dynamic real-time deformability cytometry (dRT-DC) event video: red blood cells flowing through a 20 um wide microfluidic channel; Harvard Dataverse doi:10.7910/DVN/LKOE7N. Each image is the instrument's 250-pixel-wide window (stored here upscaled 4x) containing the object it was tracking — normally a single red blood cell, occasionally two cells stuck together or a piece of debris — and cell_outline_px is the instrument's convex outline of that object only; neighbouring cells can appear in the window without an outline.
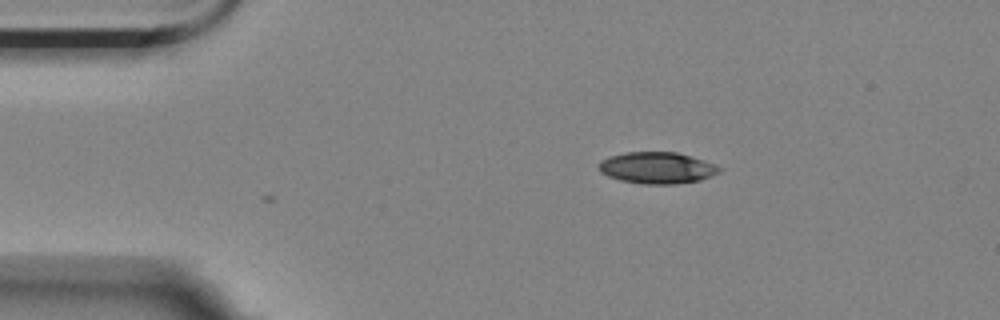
{"species": "Egyptian fruit bat (a non-hibernating species)", "species_latin": "Rousettus aegyptiacus", "temperature_condition": "room temperature", "stored_images_in_passage": 2, "camera_frame_rate_fps": 3000, "um_per_image_px": 0.085, "animal": {"sex": "female"}, "frame": {"image": 1, "passage_image": 1, "time_ms": 0.0, "image_size_px": [1000, 320], "cell_outline_px": [[720, 172], [712, 176], [700, 180], [676, 184], [644, 184], [620, 180], [608, 176], [600, 172], [596, 168], [596, 164], [600, 160], [608, 156], [624, 152], [676, 152], [712, 164], [720, 168]], "centroid_in_image_um": [55.75, 14.27], "position_along_channel_um": 29.3, "area_um2": 22.14}}